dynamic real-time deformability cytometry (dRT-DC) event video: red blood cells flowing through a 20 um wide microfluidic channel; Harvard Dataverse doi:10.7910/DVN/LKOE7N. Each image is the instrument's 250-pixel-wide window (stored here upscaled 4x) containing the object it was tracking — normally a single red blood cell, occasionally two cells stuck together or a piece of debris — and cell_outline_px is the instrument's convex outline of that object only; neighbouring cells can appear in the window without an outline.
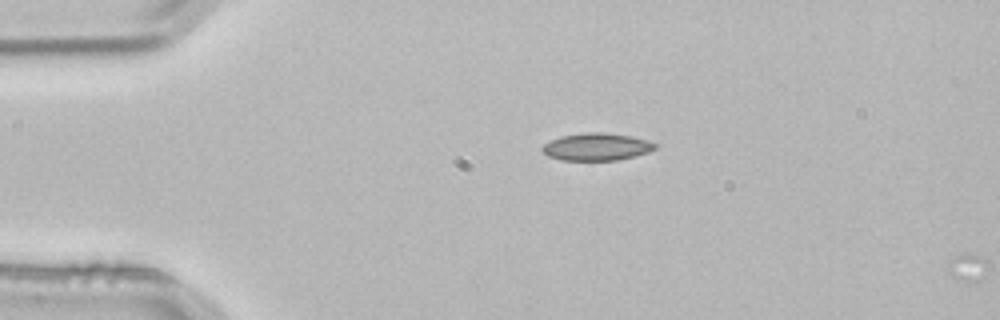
{"species": "common noctule bat (a hibernating species)", "species_latin": "Nyctalus noctula", "temperature_condition": "room temperature", "stored_images_in_passage": 3, "camera_frame_rate_fps": 3000, "um_per_image_px": 0.085, "animal": {"sex": "male", "body_mass_g": 21.5, "forearm_length_mm": 52.0}, "frame": {"image": 1, "passage_image": 2, "time_ms": 0.333, "image_size_px": [1000, 320], "cell_outline_px": [[656, 148], [648, 152], [636, 156], [616, 160], [560, 160], [548, 156], [540, 148], [544, 144], [560, 136], [588, 132], [604, 132], [628, 136], [648, 140], [656, 144]], "centroid_in_image_um": [50.7, 12.48], "position_along_channel_um": 34.3, "area_um2": 17.92}}